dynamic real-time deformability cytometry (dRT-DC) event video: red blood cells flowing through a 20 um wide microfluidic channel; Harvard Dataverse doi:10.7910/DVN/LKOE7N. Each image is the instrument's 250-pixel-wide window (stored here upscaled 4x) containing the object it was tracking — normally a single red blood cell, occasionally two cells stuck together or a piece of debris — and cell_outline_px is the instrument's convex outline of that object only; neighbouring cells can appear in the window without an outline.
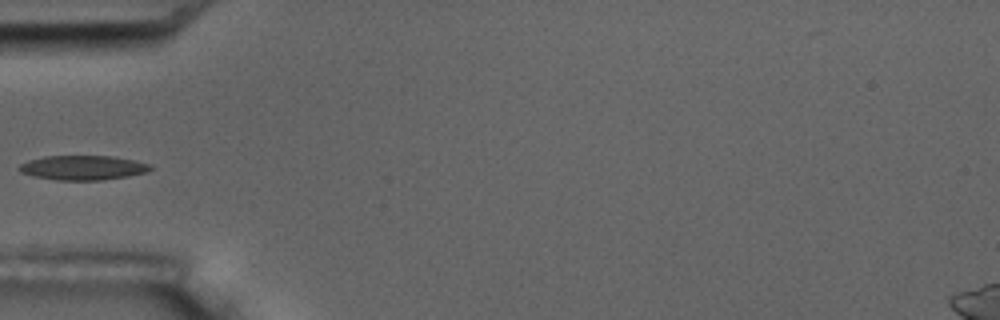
{"species": "common noctule bat (a hibernating species)", "species_latin": "Nyctalus noctula", "temperature_condition": "room temperature", "stored_images_in_passage": 16, "camera_frame_rate_fps": 3000, "um_per_image_px": 0.085, "animal": {"sex": "male", "body_mass_g": 17.5, "forearm_length_mm": 52.3}, "frame": {"image": 1, "passage_image": 5, "time_ms": 4.667, "image_size_px": [1000, 320], "cell_outline_px": [[156, 168], [144, 172], [128, 176], [100, 180], [56, 180], [32, 176], [20, 172], [20, 164], [28, 160], [44, 156], [112, 156], [152, 164]], "centroid_in_image_um": [7.05, 14.25], "position_along_channel_um": 77.9, "area_um2": 18.73}}
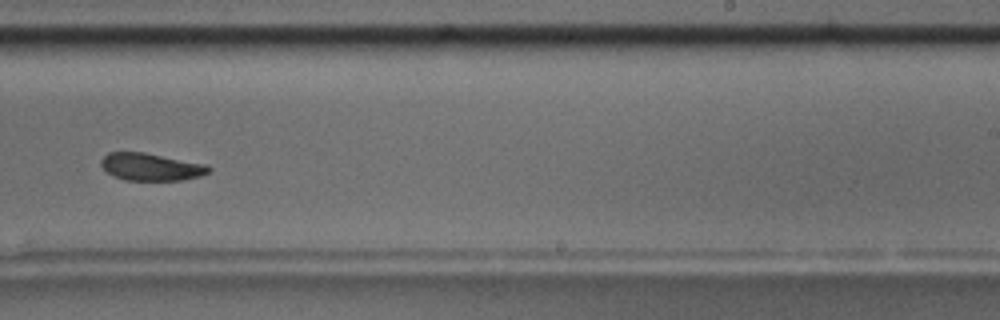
{"frame": {"image": 2, "passage_image": 10, "time_ms": 10.333, "image_size_px": [1000, 320], "cell_outline_px": [[212, 168], [208, 172], [200, 176], [184, 180], [124, 180], [108, 172], [100, 164], [100, 160], [108, 152], [144, 152], [208, 164]], "centroid_in_image_um": [12.87, 14.18], "position_along_channel_um": 276.1, "area_um2": 17.22}, "authors_computed_cell_mechanics": {"area_um2": 18.496, "velocity_mm_per_s": 3.5117, "shape_relaxation_time_tau1_ms": 4.0114, "shape_relaxation_time_tau2_ms": 5.6396, "deformation_change_tau1": 0.1118, "deformation_change_tau2": 0.1012}}